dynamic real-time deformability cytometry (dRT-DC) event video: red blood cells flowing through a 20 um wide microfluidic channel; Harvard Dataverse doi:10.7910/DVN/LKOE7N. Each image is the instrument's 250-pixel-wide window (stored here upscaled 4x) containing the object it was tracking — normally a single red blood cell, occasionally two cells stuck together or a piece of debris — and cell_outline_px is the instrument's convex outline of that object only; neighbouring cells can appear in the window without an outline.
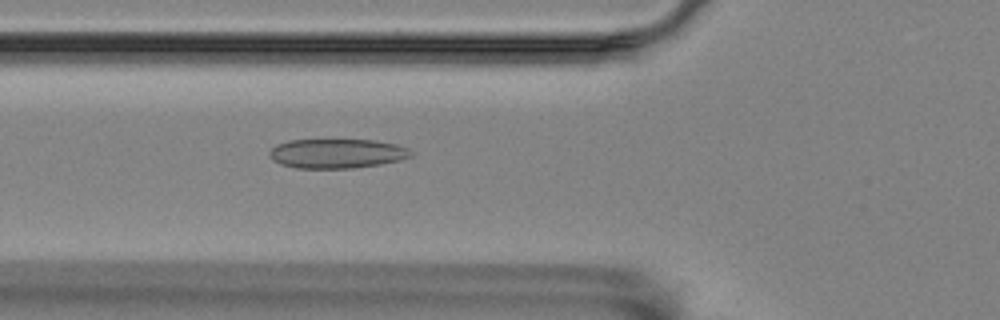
{"species": "Egyptian fruit bat (a non-hibernating species)", "species_latin": "Rousettus aegyptiacus", "temperature_condition": "room temperature", "stored_images_in_passage": 39, "camera_frame_rate_fps": 3000, "um_per_image_px": 0.085, "animal": {"sex": "female"}, "frame": {"image": 1, "passage_image": 3, "time_ms": 0.667, "image_size_px": [1000, 320], "cell_outline_px": [[412, 156], [400, 160], [380, 164], [352, 168], [296, 168], [280, 164], [272, 160], [268, 156], [268, 152], [276, 144], [288, 140], [376, 140], [396, 144], [408, 148], [412, 152]], "centroid_in_image_um": [28.61, 13.04], "position_along_channel_um": 97.2, "area_um2": 24.39}}
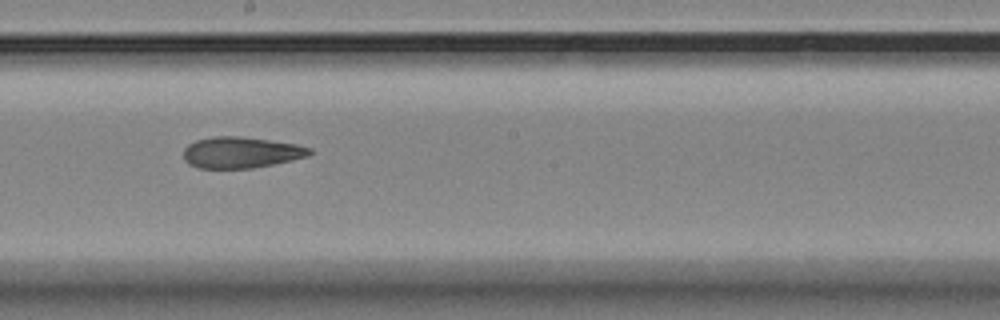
{"frame": {"image": 2, "passage_image": 14, "time_ms": 4.333, "image_size_px": [1000, 320], "cell_outline_px": [[312, 152], [308, 156], [292, 160], [252, 168], [200, 168], [188, 164], [184, 160], [184, 148], [188, 144], [196, 140], [212, 136], [240, 136], [296, 144], [312, 148]], "centroid_in_image_um": [20.47, 12.95], "position_along_channel_um": 227.7, "area_um2": 22.89}}
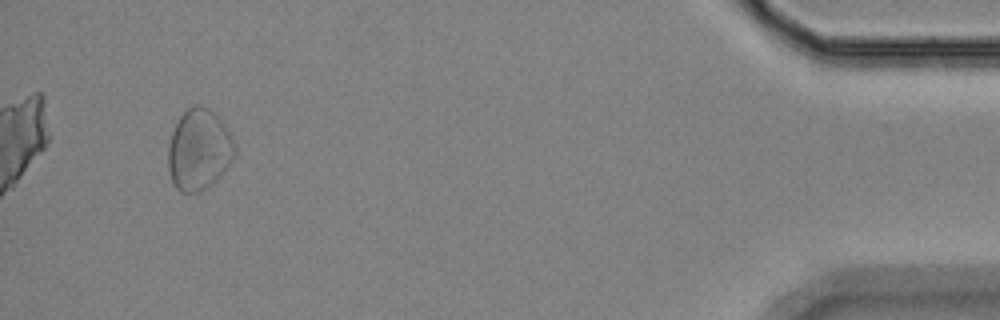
{"frame": {"image": 3, "passage_image": 36, "time_ms": 11.667, "image_size_px": [1000, 320], "cell_outline_px": [[236, 152], [232, 160], [216, 180], [208, 188], [200, 192], [180, 192], [176, 188], [172, 180], [168, 168], [168, 144], [172, 132], [180, 116], [192, 104], [200, 104], [208, 108], [220, 120], [232, 136], [236, 148]], "centroid_in_image_um": [16.9, 12.73], "position_along_channel_um": 418.3, "area_um2": 31.44}}